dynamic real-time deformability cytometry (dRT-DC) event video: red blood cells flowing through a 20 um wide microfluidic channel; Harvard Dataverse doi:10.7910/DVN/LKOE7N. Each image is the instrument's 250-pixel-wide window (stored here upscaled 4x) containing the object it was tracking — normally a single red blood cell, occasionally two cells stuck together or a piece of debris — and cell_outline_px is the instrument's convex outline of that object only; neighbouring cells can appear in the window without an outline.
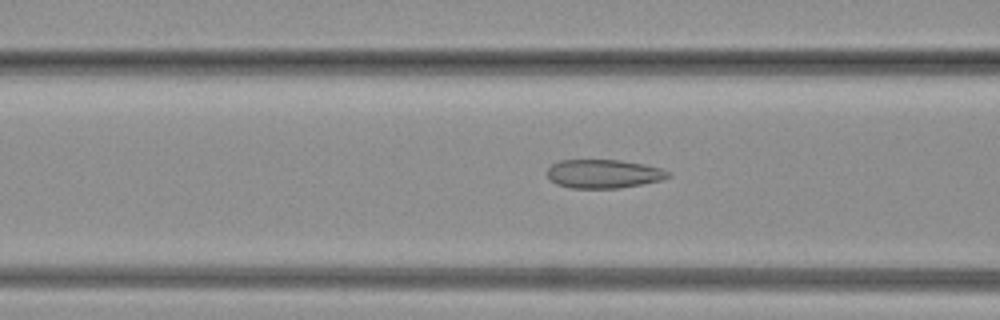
{"species": "common noctule bat (a hibernating species)", "species_latin": "Nyctalus noctula", "temperature_condition": "warm", "stored_images_in_passage": 55, "camera_frame_rate_fps": 3000, "um_per_image_px": 0.085, "animal": {"sex": "female", "body_mass_g": 19.3, "forearm_length_mm": 54.1}, "frame": {"image": 1, "passage_image": 6, "time_ms": 1.667, "image_size_px": [1000, 320], "cell_outline_px": [[672, 176], [660, 180], [620, 188], [568, 188], [556, 184], [548, 176], [548, 168], [552, 164], [560, 160], [616, 160], [644, 164], [660, 168], [672, 172]], "centroid_in_image_um": [51.31, 14.77], "position_along_channel_um": 115.3, "area_um2": 20.17}}
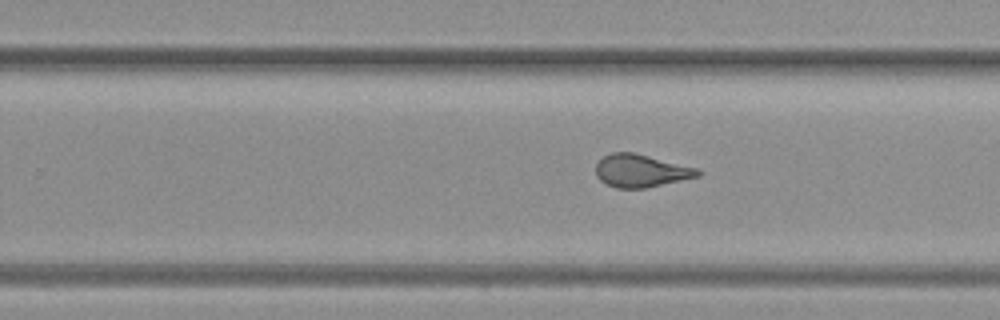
{"frame": {"image": 2, "passage_image": 25, "time_ms": 8.0, "image_size_px": [1000, 320], "cell_outline_px": [[704, 172], [700, 176], [648, 188], [616, 188], [600, 180], [596, 176], [596, 164], [604, 156], [612, 152], [632, 152], [700, 168]], "centroid_in_image_um": [54.54, 14.52], "position_along_channel_um": 275.3, "area_um2": 19.65}}
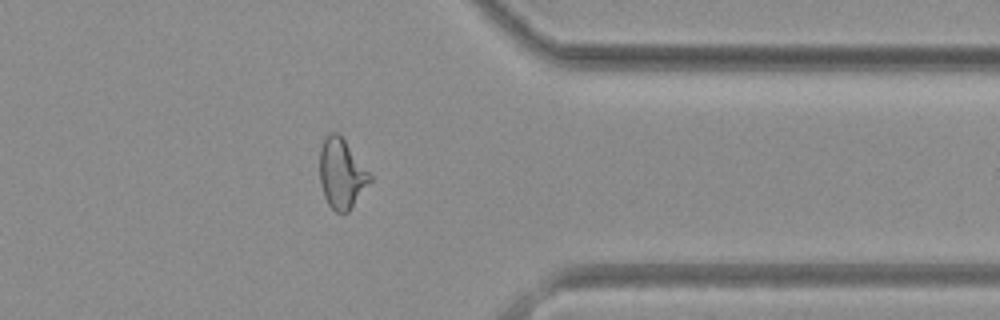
{"frame": {"image": 3, "passage_image": 39, "time_ms": 12.667, "image_size_px": [1000, 320], "cell_outline_px": [[372, 180], [348, 212], [336, 212], [328, 204], [324, 196], [320, 184], [320, 148], [324, 140], [332, 132], [336, 132], [344, 140], [372, 176]], "centroid_in_image_um": [29.03, 14.79], "position_along_channel_um": 382.4, "area_um2": 20.0}}